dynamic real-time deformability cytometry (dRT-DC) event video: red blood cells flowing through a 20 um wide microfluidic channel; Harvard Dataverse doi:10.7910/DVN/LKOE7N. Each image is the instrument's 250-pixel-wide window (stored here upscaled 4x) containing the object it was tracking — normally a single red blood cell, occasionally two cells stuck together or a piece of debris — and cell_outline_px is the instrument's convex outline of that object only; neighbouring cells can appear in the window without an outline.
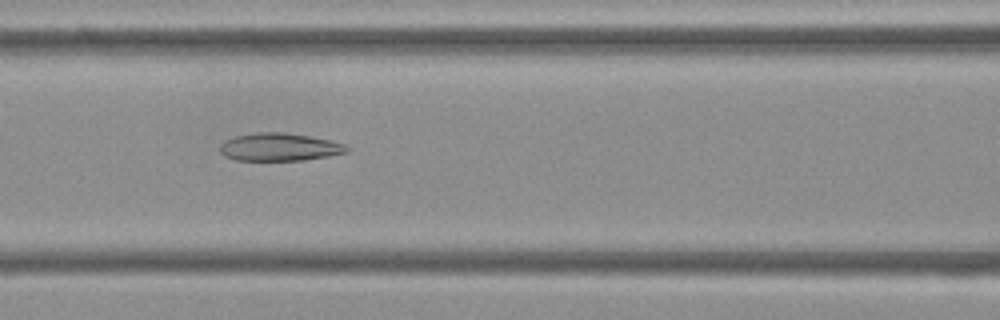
{"species": "Egyptian fruit bat (a non-hibernating species)", "species_latin": "Rousettus aegyptiacus", "temperature_condition": "cold", "stored_images_in_passage": 52, "camera_frame_rate_fps": 3000, "um_per_image_px": 0.085, "frame": {"image": 1, "passage_image": 23, "time_ms": 7.333, "image_size_px": [1000, 320], "cell_outline_px": [[348, 152], [328, 156], [304, 160], [236, 160], [224, 156], [220, 152], [220, 144], [224, 140], [236, 136], [256, 132], [284, 132], [332, 140], [344, 144], [348, 148]], "centroid_in_image_um": [23.73, 12.49], "position_along_channel_um": 142.9, "area_um2": 20.58}}
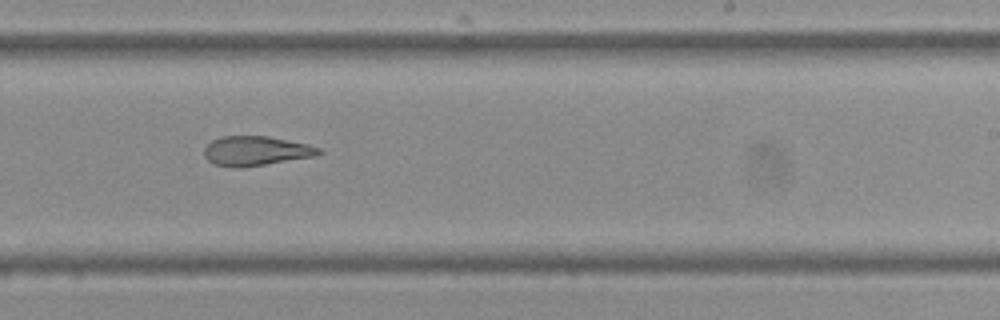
{"frame": {"image": 2, "passage_image": 33, "time_ms": 10.667, "image_size_px": [1000, 320], "cell_outline_px": [[324, 152], [316, 156], [240, 168], [232, 168], [212, 164], [204, 156], [204, 148], [212, 140], [220, 136], [268, 136], [308, 144], [320, 148]], "centroid_in_image_um": [21.74, 12.83], "position_along_channel_um": 267.3, "area_um2": 19.88}}
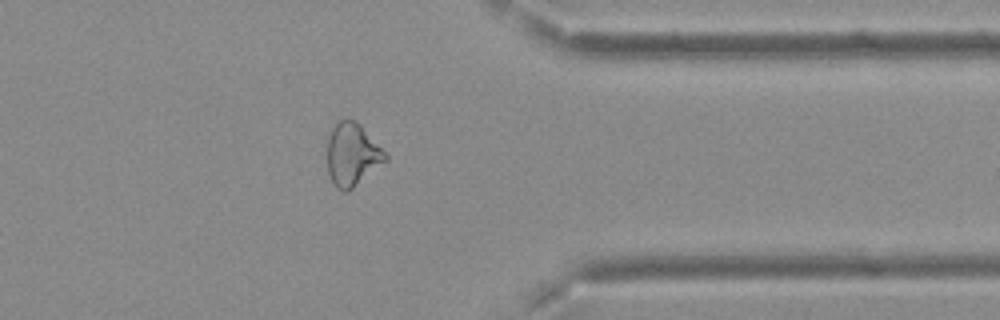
{"frame": {"image": 3, "passage_image": 43, "time_ms": 14.0, "image_size_px": [1000, 320], "cell_outline_px": [[388, 160], [348, 192], [344, 192], [336, 188], [328, 172], [328, 136], [332, 128], [340, 120], [356, 120], [360, 124], [388, 156]], "centroid_in_image_um": [29.94, 13.16], "position_along_channel_um": 381.5, "area_um2": 21.1}}